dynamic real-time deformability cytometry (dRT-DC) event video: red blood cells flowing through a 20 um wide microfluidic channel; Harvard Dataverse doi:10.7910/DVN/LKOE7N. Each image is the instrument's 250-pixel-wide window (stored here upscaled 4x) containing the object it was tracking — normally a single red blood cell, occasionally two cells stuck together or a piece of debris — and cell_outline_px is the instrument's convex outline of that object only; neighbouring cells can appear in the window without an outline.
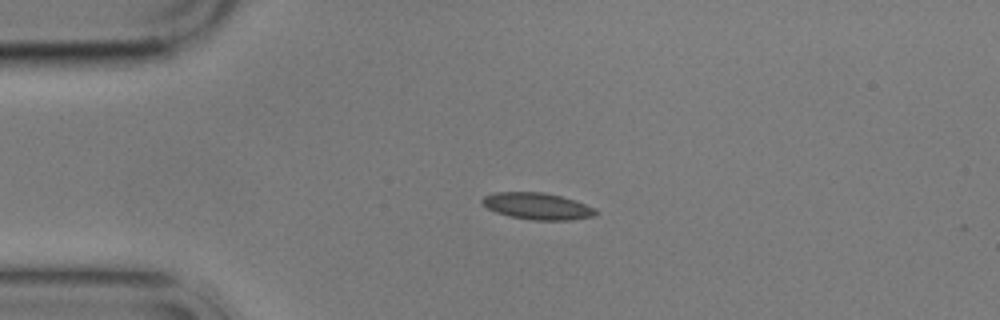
{"species": "common noctule bat (a hibernating species)", "species_latin": "Nyctalus noctula", "temperature_condition": "cold", "stored_images_in_passage": 3, "camera_frame_rate_fps": 3000, "um_per_image_px": 0.085, "animal": {"sex": "male", "body_mass_g": 17.9}, "frame": {"image": 1, "passage_image": 3, "time_ms": 2.667, "image_size_px": [1000, 320], "cell_outline_px": [[600, 212], [596, 216], [572, 220], [532, 220], [508, 216], [496, 212], [488, 208], [480, 200], [484, 196], [496, 192], [544, 192], [576, 200], [596, 208]], "centroid_in_image_um": [45.74, 17.53], "position_along_channel_um": 39.3, "area_um2": 17.86}}